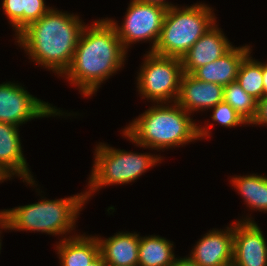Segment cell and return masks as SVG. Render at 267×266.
<instances>
[{"label":"cell","instance_id":"1","mask_svg":"<svg viewBox=\"0 0 267 266\" xmlns=\"http://www.w3.org/2000/svg\"><path fill=\"white\" fill-rule=\"evenodd\" d=\"M127 51L113 24L99 19L85 25L65 77L85 97L92 96L104 81L124 68Z\"/></svg>","mask_w":267,"mask_h":266},{"label":"cell","instance_id":"2","mask_svg":"<svg viewBox=\"0 0 267 266\" xmlns=\"http://www.w3.org/2000/svg\"><path fill=\"white\" fill-rule=\"evenodd\" d=\"M80 18L76 14L51 8L14 39L32 62L62 77L71 66L79 37L86 25Z\"/></svg>","mask_w":267,"mask_h":266},{"label":"cell","instance_id":"3","mask_svg":"<svg viewBox=\"0 0 267 266\" xmlns=\"http://www.w3.org/2000/svg\"><path fill=\"white\" fill-rule=\"evenodd\" d=\"M194 121L191 114L176 102L171 105L153 103V106H149V109L126 125L122 133L138 147L163 151L210 137L211 129L208 127H212L213 123L198 126Z\"/></svg>","mask_w":267,"mask_h":266},{"label":"cell","instance_id":"4","mask_svg":"<svg viewBox=\"0 0 267 266\" xmlns=\"http://www.w3.org/2000/svg\"><path fill=\"white\" fill-rule=\"evenodd\" d=\"M42 198L36 203L3 209L6 230L65 235L63 239L67 238L75 229L78 215L87 203L85 192L54 200Z\"/></svg>","mask_w":267,"mask_h":266},{"label":"cell","instance_id":"5","mask_svg":"<svg viewBox=\"0 0 267 266\" xmlns=\"http://www.w3.org/2000/svg\"><path fill=\"white\" fill-rule=\"evenodd\" d=\"M212 9L205 3L186 7L173 4L168 7L159 40L152 52L161 56L182 58L217 23Z\"/></svg>","mask_w":267,"mask_h":266},{"label":"cell","instance_id":"6","mask_svg":"<svg viewBox=\"0 0 267 266\" xmlns=\"http://www.w3.org/2000/svg\"><path fill=\"white\" fill-rule=\"evenodd\" d=\"M94 154L88 191L85 190L86 202L103 187L135 182L134 180L144 175L148 169L160 164L163 159L160 155L128 152L102 142L96 145Z\"/></svg>","mask_w":267,"mask_h":266},{"label":"cell","instance_id":"7","mask_svg":"<svg viewBox=\"0 0 267 266\" xmlns=\"http://www.w3.org/2000/svg\"><path fill=\"white\" fill-rule=\"evenodd\" d=\"M137 72L140 98L155 103H175L183 74L181 58L161 56L147 51Z\"/></svg>","mask_w":267,"mask_h":266},{"label":"cell","instance_id":"8","mask_svg":"<svg viewBox=\"0 0 267 266\" xmlns=\"http://www.w3.org/2000/svg\"><path fill=\"white\" fill-rule=\"evenodd\" d=\"M168 8L155 4L131 0L121 26L115 19H107L113 24L123 47L128 52L131 45L137 42H151L152 52L159 40L164 18Z\"/></svg>","mask_w":267,"mask_h":266},{"label":"cell","instance_id":"9","mask_svg":"<svg viewBox=\"0 0 267 266\" xmlns=\"http://www.w3.org/2000/svg\"><path fill=\"white\" fill-rule=\"evenodd\" d=\"M19 83L0 84V122L20 125L44 117L63 116L65 112L28 92Z\"/></svg>","mask_w":267,"mask_h":266},{"label":"cell","instance_id":"10","mask_svg":"<svg viewBox=\"0 0 267 266\" xmlns=\"http://www.w3.org/2000/svg\"><path fill=\"white\" fill-rule=\"evenodd\" d=\"M252 217L233 223V260L237 266H267L265 235Z\"/></svg>","mask_w":267,"mask_h":266},{"label":"cell","instance_id":"11","mask_svg":"<svg viewBox=\"0 0 267 266\" xmlns=\"http://www.w3.org/2000/svg\"><path fill=\"white\" fill-rule=\"evenodd\" d=\"M21 145L19 127L0 122V176L4 180L18 176L35 188L38 185L31 175Z\"/></svg>","mask_w":267,"mask_h":266},{"label":"cell","instance_id":"12","mask_svg":"<svg viewBox=\"0 0 267 266\" xmlns=\"http://www.w3.org/2000/svg\"><path fill=\"white\" fill-rule=\"evenodd\" d=\"M224 86L200 81L191 74L183 73L176 103L189 114L205 111L223 101Z\"/></svg>","mask_w":267,"mask_h":266},{"label":"cell","instance_id":"13","mask_svg":"<svg viewBox=\"0 0 267 266\" xmlns=\"http://www.w3.org/2000/svg\"><path fill=\"white\" fill-rule=\"evenodd\" d=\"M233 223L225 229H212L196 242L190 258L200 266H219L233 260Z\"/></svg>","mask_w":267,"mask_h":266},{"label":"cell","instance_id":"14","mask_svg":"<svg viewBox=\"0 0 267 266\" xmlns=\"http://www.w3.org/2000/svg\"><path fill=\"white\" fill-rule=\"evenodd\" d=\"M232 47L227 36L215 23L182 56L183 73L191 74L198 67L222 57Z\"/></svg>","mask_w":267,"mask_h":266},{"label":"cell","instance_id":"15","mask_svg":"<svg viewBox=\"0 0 267 266\" xmlns=\"http://www.w3.org/2000/svg\"><path fill=\"white\" fill-rule=\"evenodd\" d=\"M252 46H233L222 57L195 69L191 75L200 81L217 83L226 86L237 79L243 59L252 53Z\"/></svg>","mask_w":267,"mask_h":266},{"label":"cell","instance_id":"16","mask_svg":"<svg viewBox=\"0 0 267 266\" xmlns=\"http://www.w3.org/2000/svg\"><path fill=\"white\" fill-rule=\"evenodd\" d=\"M96 238L106 265L138 266L139 233L119 231L108 238Z\"/></svg>","mask_w":267,"mask_h":266},{"label":"cell","instance_id":"17","mask_svg":"<svg viewBox=\"0 0 267 266\" xmlns=\"http://www.w3.org/2000/svg\"><path fill=\"white\" fill-rule=\"evenodd\" d=\"M68 238H60L56 249L60 266H88L100 254V246L96 236L80 233Z\"/></svg>","mask_w":267,"mask_h":266},{"label":"cell","instance_id":"18","mask_svg":"<svg viewBox=\"0 0 267 266\" xmlns=\"http://www.w3.org/2000/svg\"><path fill=\"white\" fill-rule=\"evenodd\" d=\"M173 243L159 235H139L138 266H171L176 259Z\"/></svg>","mask_w":267,"mask_h":266},{"label":"cell","instance_id":"19","mask_svg":"<svg viewBox=\"0 0 267 266\" xmlns=\"http://www.w3.org/2000/svg\"><path fill=\"white\" fill-rule=\"evenodd\" d=\"M231 186L238 191L245 204L253 211L267 213V176L256 174L235 175L231 177Z\"/></svg>","mask_w":267,"mask_h":266},{"label":"cell","instance_id":"20","mask_svg":"<svg viewBox=\"0 0 267 266\" xmlns=\"http://www.w3.org/2000/svg\"><path fill=\"white\" fill-rule=\"evenodd\" d=\"M249 53L242 61L236 81L253 98H263L262 62Z\"/></svg>","mask_w":267,"mask_h":266},{"label":"cell","instance_id":"21","mask_svg":"<svg viewBox=\"0 0 267 266\" xmlns=\"http://www.w3.org/2000/svg\"><path fill=\"white\" fill-rule=\"evenodd\" d=\"M223 101L228 103L250 125L257 114L258 101L237 81L224 86Z\"/></svg>","mask_w":267,"mask_h":266},{"label":"cell","instance_id":"22","mask_svg":"<svg viewBox=\"0 0 267 266\" xmlns=\"http://www.w3.org/2000/svg\"><path fill=\"white\" fill-rule=\"evenodd\" d=\"M212 115L211 119L213 122L219 123L225 128H235L236 126L248 125L249 124L239 115L234 108L228 103L222 101L215 107L211 108Z\"/></svg>","mask_w":267,"mask_h":266},{"label":"cell","instance_id":"23","mask_svg":"<svg viewBox=\"0 0 267 266\" xmlns=\"http://www.w3.org/2000/svg\"><path fill=\"white\" fill-rule=\"evenodd\" d=\"M2 8L17 36L23 30L24 0H3Z\"/></svg>","mask_w":267,"mask_h":266},{"label":"cell","instance_id":"24","mask_svg":"<svg viewBox=\"0 0 267 266\" xmlns=\"http://www.w3.org/2000/svg\"><path fill=\"white\" fill-rule=\"evenodd\" d=\"M51 7L46 6L45 0H24L23 29L43 17Z\"/></svg>","mask_w":267,"mask_h":266},{"label":"cell","instance_id":"25","mask_svg":"<svg viewBox=\"0 0 267 266\" xmlns=\"http://www.w3.org/2000/svg\"><path fill=\"white\" fill-rule=\"evenodd\" d=\"M251 125H267V96L261 98L257 104V114Z\"/></svg>","mask_w":267,"mask_h":266},{"label":"cell","instance_id":"26","mask_svg":"<svg viewBox=\"0 0 267 266\" xmlns=\"http://www.w3.org/2000/svg\"><path fill=\"white\" fill-rule=\"evenodd\" d=\"M171 266H200L197 263H195L188 255V257L184 258H177L174 260L173 264Z\"/></svg>","mask_w":267,"mask_h":266},{"label":"cell","instance_id":"27","mask_svg":"<svg viewBox=\"0 0 267 266\" xmlns=\"http://www.w3.org/2000/svg\"><path fill=\"white\" fill-rule=\"evenodd\" d=\"M263 97L267 96V63L262 62Z\"/></svg>","mask_w":267,"mask_h":266},{"label":"cell","instance_id":"28","mask_svg":"<svg viewBox=\"0 0 267 266\" xmlns=\"http://www.w3.org/2000/svg\"><path fill=\"white\" fill-rule=\"evenodd\" d=\"M138 1L143 2V3H149V4L164 6L166 8L173 5L171 2H167L166 0H138Z\"/></svg>","mask_w":267,"mask_h":266},{"label":"cell","instance_id":"29","mask_svg":"<svg viewBox=\"0 0 267 266\" xmlns=\"http://www.w3.org/2000/svg\"><path fill=\"white\" fill-rule=\"evenodd\" d=\"M88 266H106L101 254H99L93 261H91Z\"/></svg>","mask_w":267,"mask_h":266},{"label":"cell","instance_id":"30","mask_svg":"<svg viewBox=\"0 0 267 266\" xmlns=\"http://www.w3.org/2000/svg\"><path fill=\"white\" fill-rule=\"evenodd\" d=\"M0 237H1V232L2 230L6 229V222H5V216H4V212L3 210L0 211ZM1 246H2V241H1V238H0V251H1Z\"/></svg>","mask_w":267,"mask_h":266},{"label":"cell","instance_id":"31","mask_svg":"<svg viewBox=\"0 0 267 266\" xmlns=\"http://www.w3.org/2000/svg\"><path fill=\"white\" fill-rule=\"evenodd\" d=\"M219 266H237L234 260L228 261L224 264H221Z\"/></svg>","mask_w":267,"mask_h":266},{"label":"cell","instance_id":"32","mask_svg":"<svg viewBox=\"0 0 267 266\" xmlns=\"http://www.w3.org/2000/svg\"><path fill=\"white\" fill-rule=\"evenodd\" d=\"M5 180L0 176V183L4 182Z\"/></svg>","mask_w":267,"mask_h":266}]
</instances>
